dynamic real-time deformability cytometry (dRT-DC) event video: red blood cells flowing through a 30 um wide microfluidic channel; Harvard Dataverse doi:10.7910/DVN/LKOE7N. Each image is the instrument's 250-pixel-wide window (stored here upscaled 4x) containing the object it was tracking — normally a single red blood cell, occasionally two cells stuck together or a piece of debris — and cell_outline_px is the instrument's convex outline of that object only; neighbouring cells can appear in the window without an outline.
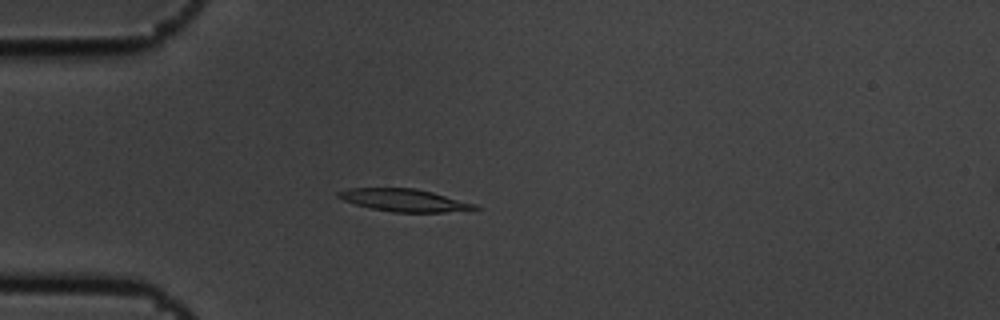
{"species": "common noctule bat (a hibernating species)", "species_latin": "Nyctalus noctula", "temperature_condition": "cold", "stored_images_in_passage": 4, "camera_frame_rate_fps": 3000, "um_per_image_px": 0.085, "animal": {"sex": "male", "body_mass_g": 19.5, "forearm_length_mm": 54.6}, "frame": {"image": 1, "passage_image": 3, "time_ms": 0.667, "image_size_px": [1000, 320], "cell_outline_px": [[480, 208], [444, 212], [392, 212], [372, 208], [356, 204], [344, 200], [336, 196], [336, 192], [348, 188], [416, 188], [432, 192], [476, 204]], "centroid_in_image_um": [34.32, 17.01], "position_along_channel_um": 50.7, "area_um2": 17.69}}